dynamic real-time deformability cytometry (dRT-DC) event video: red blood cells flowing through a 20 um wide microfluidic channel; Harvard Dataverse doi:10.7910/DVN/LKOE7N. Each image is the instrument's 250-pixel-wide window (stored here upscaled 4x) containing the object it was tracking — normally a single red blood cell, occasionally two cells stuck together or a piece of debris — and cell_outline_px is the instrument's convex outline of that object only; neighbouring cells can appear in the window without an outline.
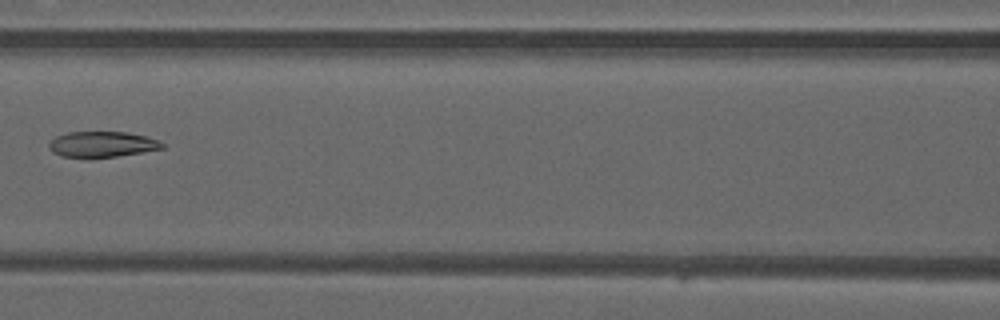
{"species": "common noctule bat (a hibernating species)", "species_latin": "Nyctalus noctula", "temperature_condition": "warm", "stored_images_in_passage": 6, "camera_frame_rate_fps": 3000, "um_per_image_px": 0.085, "animal": {"sex": "male", "forearm_length_mm": 52.5}, "frame": {"image": 1, "passage_image": 5, "time_ms": 1.333, "image_size_px": [1000, 320], "cell_outline_px": [[164, 148], [116, 156], [88, 160], [60, 156], [52, 152], [48, 148], [48, 144], [56, 136], [68, 132], [128, 132], [148, 136], [160, 140], [164, 144]], "centroid_in_image_um": [8.64, 12.29], "position_along_channel_um": 158.0, "area_um2": 17.51}}
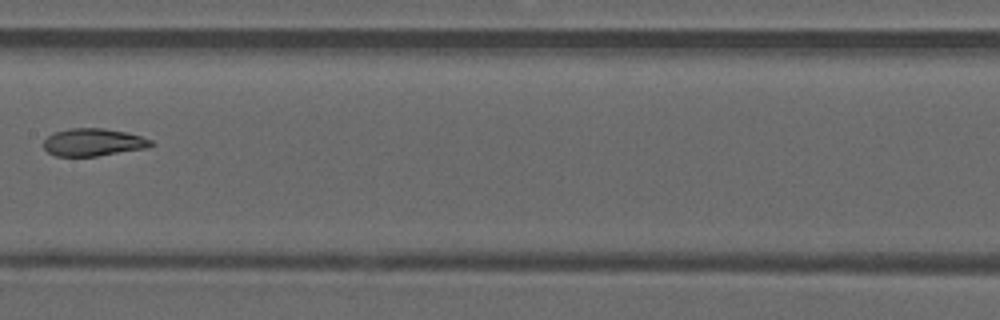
{"frame": {"image": 2, "passage_image": 6, "time_ms": 1.667, "image_size_px": [1000, 320], "cell_outline_px": [[156, 144], [148, 148], [96, 156], [56, 156], [48, 152], [44, 148], [44, 140], [52, 132], [68, 128], [104, 128], [128, 132], [152, 140]], "centroid_in_image_um": [7.94, 12.08], "position_along_channel_um": 199.5, "area_um2": 17.46}}